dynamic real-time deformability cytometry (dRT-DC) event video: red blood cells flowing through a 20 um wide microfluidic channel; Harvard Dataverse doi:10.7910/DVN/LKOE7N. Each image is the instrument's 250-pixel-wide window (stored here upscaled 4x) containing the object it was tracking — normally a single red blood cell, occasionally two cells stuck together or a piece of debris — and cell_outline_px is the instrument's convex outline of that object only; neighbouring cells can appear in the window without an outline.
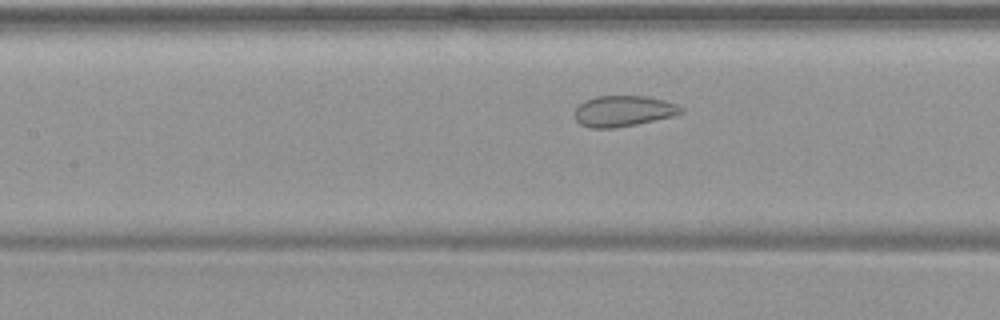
{"species": "common noctule bat (a hibernating species)", "species_latin": "Nyctalus noctula", "temperature_condition": "warm", "stored_images_in_passage": 41, "camera_frame_rate_fps": 3000, "um_per_image_px": 0.085, "animal": {"sex": "female", "body_mass_g": 19.9}, "frame": {"image": 1, "passage_image": 17, "time_ms": 5.333, "image_size_px": [1000, 320], "cell_outline_px": [[684, 112], [672, 116], [636, 124], [616, 128], [592, 128], [580, 124], [576, 120], [576, 108], [584, 100], [596, 96], [648, 96], [664, 100], [676, 104], [684, 108]], "centroid_in_image_um": [53.0, 9.43], "position_along_channel_um": 154.4, "area_um2": 19.07}}
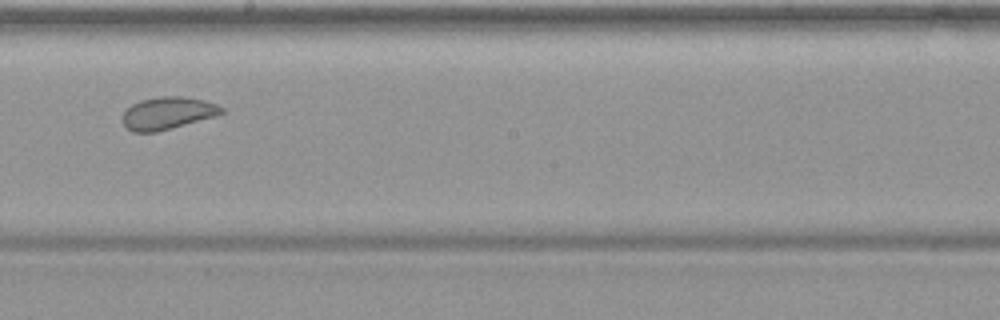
{"frame": {"image": 2, "passage_image": 23, "time_ms": 7.333, "image_size_px": [1000, 320], "cell_outline_px": [[224, 112], [216, 116], [172, 128], [156, 132], [132, 132], [120, 120], [120, 116], [132, 104], [140, 100], [160, 96], [180, 96], [200, 100], [216, 104], [224, 108]], "centroid_in_image_um": [14.21, 9.62], "position_along_channel_um": 234.0, "area_um2": 18.67}}
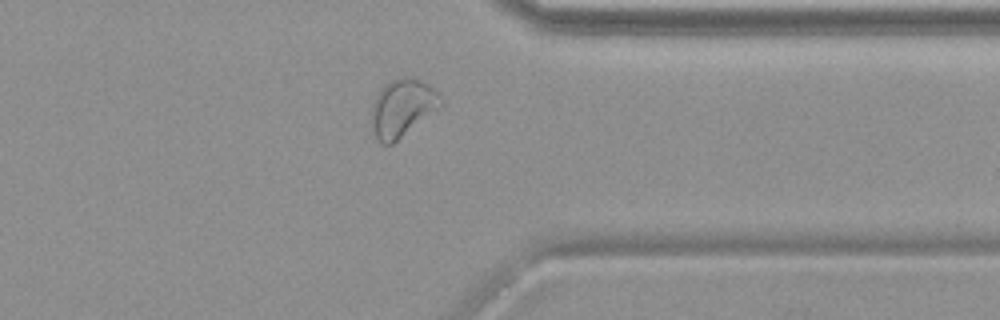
{"frame": {"image": 3, "passage_image": 34, "time_ms": 11.0, "image_size_px": [1000, 320], "cell_outline_px": [[444, 104], [392, 144], [384, 144], [376, 136], [372, 120], [372, 104], [380, 88], [384, 84], [400, 76], [412, 76], [428, 84], [444, 100]], "centroid_in_image_um": [34.22, 9.12], "position_along_channel_um": 377.2, "area_um2": 22.95}}